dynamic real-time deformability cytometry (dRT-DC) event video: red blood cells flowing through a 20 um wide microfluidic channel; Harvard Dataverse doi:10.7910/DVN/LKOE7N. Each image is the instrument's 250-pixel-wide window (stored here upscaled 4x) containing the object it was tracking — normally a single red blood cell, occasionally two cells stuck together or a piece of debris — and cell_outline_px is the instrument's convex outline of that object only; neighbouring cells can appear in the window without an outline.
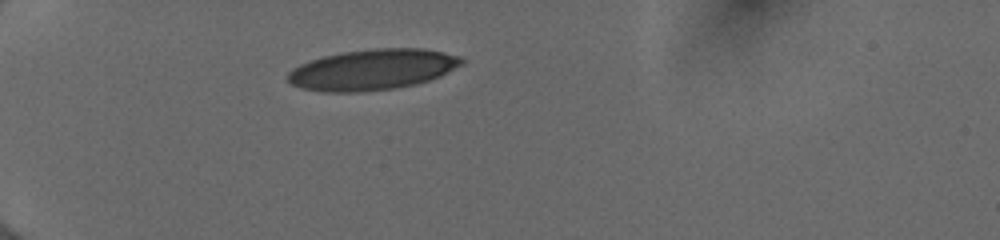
{"species": "human", "species_latin": "Homo sapiens", "temperature_condition": "cold", "stored_images_in_passage": 37, "camera_frame_rate_fps": 3000, "um_per_image_px": 0.085, "donor": {"sex": "female"}, "frame": {"image": 1, "passage_image": 1, "time_ms": 0.0, "image_size_px": [1000, 240], "cell_outline_px": [[464, 64], [440, 76], [416, 84], [396, 88], [360, 92], [320, 92], [300, 88], [284, 80], [284, 76], [292, 68], [300, 64], [324, 56], [344, 52], [376, 48], [424, 48], [460, 56], [464, 60]], "centroid_in_image_um": [31.63, 5.93], "position_along_channel_um": 53.4, "area_um2": 41.56}}
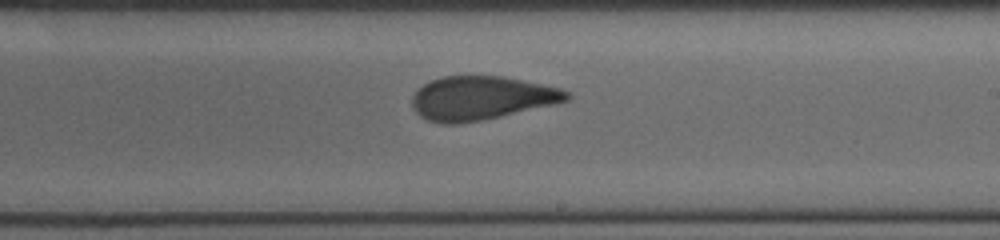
{"frame": {"image": 2, "passage_image": 18, "time_ms": 5.667, "image_size_px": [1000, 240], "cell_outline_px": [[572, 96], [568, 100], [552, 104], [480, 120], [456, 124], [444, 124], [428, 120], [420, 116], [412, 108], [412, 96], [416, 88], [432, 80], [444, 76], [504, 76], [560, 88], [572, 92]], "centroid_in_image_um": [40.88, 8.32], "position_along_channel_um": 248.1, "area_um2": 39.13}}
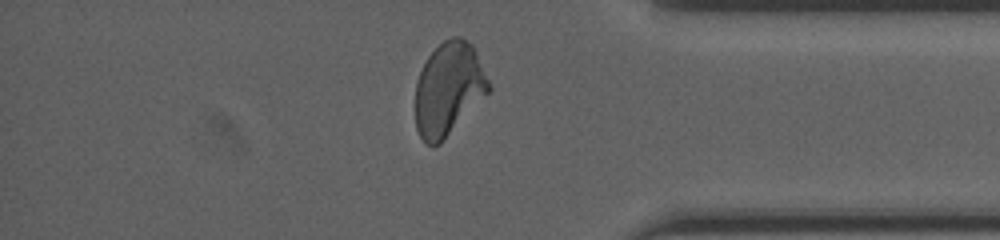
{"frame": {"image": 3, "passage_image": 30, "time_ms": 9.667, "image_size_px": [1000, 240], "cell_outline_px": [[492, 88], [440, 144], [432, 148], [420, 136], [416, 128], [416, 84], [420, 72], [428, 56], [444, 40], [452, 36], [460, 36], [472, 44]], "centroid_in_image_um": [38.12, 7.56], "position_along_channel_um": 397.1, "area_um2": 39.36}, "authors_computed_cell_mechanics": {"area_um2": 39.5352, "velocity_mm_per_s": 3.9907, "shape_relaxation_time_tau1_ms": null, "shape_relaxation_time_tau2_ms": 1.2405, "deformation_change_tau1": null, "deformation_change_tau2": 0.0939}}